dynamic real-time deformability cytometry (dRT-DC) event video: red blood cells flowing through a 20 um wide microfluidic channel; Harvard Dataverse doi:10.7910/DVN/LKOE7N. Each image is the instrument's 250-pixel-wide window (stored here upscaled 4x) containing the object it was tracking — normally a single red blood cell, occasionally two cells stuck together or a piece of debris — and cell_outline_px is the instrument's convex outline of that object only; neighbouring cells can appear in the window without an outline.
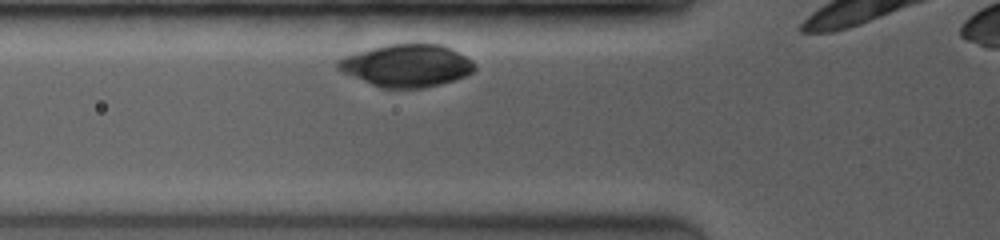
{"species": "common noctule bat (a hibernating species)", "species_latin": "Nyctalus noctula", "temperature_condition": "room temperature", "stored_images_in_passage": 5, "camera_frame_rate_fps": 3500, "um_per_image_px": 0.085, "animal": {"sex": "female", "body_mass_g": 19.0, "forearm_length_mm": 53.3}, "frame": {"image": 1, "passage_image": 2, "time_ms": 0.571, "image_size_px": [1000, 240], "cell_outline_px": [[476, 68], [472, 72], [464, 76], [440, 84], [424, 88], [380, 88], [344, 72], [336, 68], [336, 60], [344, 56], [372, 48], [388, 44], [440, 44], [472, 60], [476, 64]], "centroid_in_image_um": [34.56, 5.58], "position_along_channel_um": 91.2, "area_um2": 33.41}}
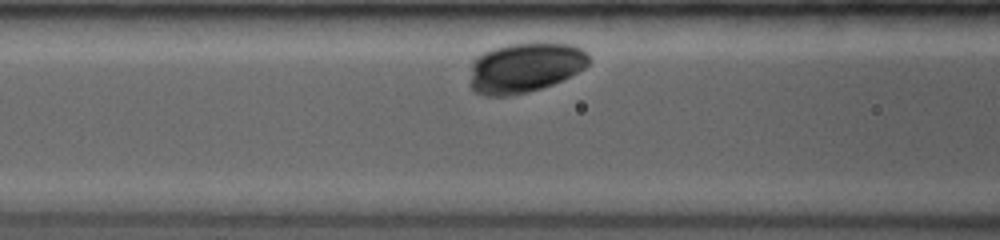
{"frame": {"image": 2, "passage_image": 4, "time_ms": 1.429, "image_size_px": [1000, 240], "cell_outline_px": [[588, 64], [584, 68], [552, 84], [528, 92], [508, 96], [488, 96], [476, 92], [468, 84], [472, 60], [476, 56], [492, 48], [508, 44], [572, 44], [584, 48], [588, 52]], "centroid_in_image_um": [44.56, 5.75], "position_along_channel_um": 122.0, "area_um2": 34.56}}